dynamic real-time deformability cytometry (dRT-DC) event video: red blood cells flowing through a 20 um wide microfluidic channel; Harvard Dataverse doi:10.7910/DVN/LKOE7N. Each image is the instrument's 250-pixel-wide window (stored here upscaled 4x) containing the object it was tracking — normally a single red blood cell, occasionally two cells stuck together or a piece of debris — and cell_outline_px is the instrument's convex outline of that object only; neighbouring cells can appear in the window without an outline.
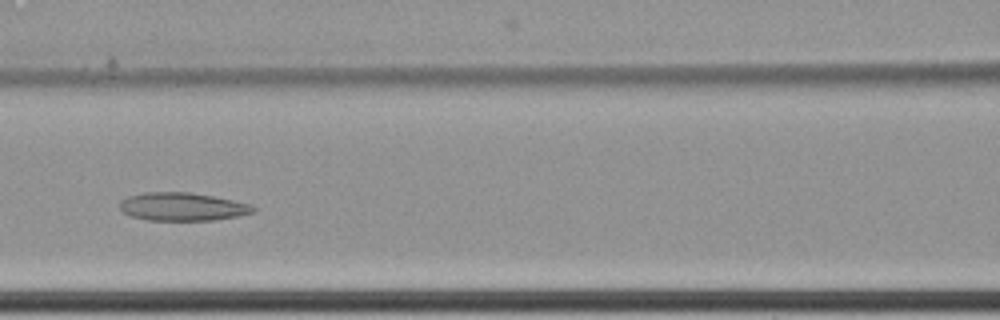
{"species": "common noctule bat (a hibernating species)", "species_latin": "Nyctalus noctula", "temperature_condition": "cold", "stored_images_in_passage": 11, "camera_frame_rate_fps": 3000, "um_per_image_px": 0.085, "animal": {"sex": "female", "body_mass_g": 22.7, "forearm_length_mm": 54.2}, "frame": {"image": 1, "passage_image": 7, "time_ms": 2.0, "image_size_px": [1000, 320], "cell_outline_px": [[256, 212], [240, 216], [212, 220], [148, 220], [128, 216], [120, 208], [120, 204], [128, 196], [144, 192], [192, 192], [232, 200], [248, 204], [256, 208]], "centroid_in_image_um": [15.51, 17.57], "position_along_channel_um": 151.1, "area_um2": 21.85}}
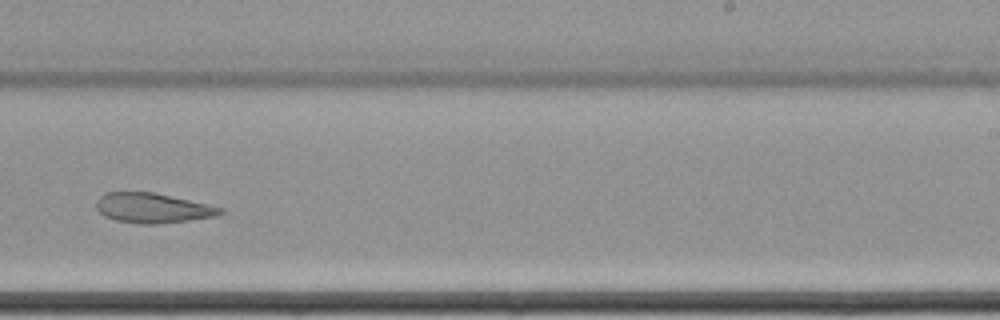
{"frame": {"image": 2, "passage_image": 10, "time_ms": 3.0, "image_size_px": [1000, 320], "cell_outline_px": [[224, 212], [216, 216], [188, 220], [156, 224], [140, 224], [116, 220], [104, 216], [96, 208], [96, 200], [104, 192], [152, 192], [224, 208]], "centroid_in_image_um": [12.94, 17.68], "position_along_channel_um": 276.1, "area_um2": 21.39}}
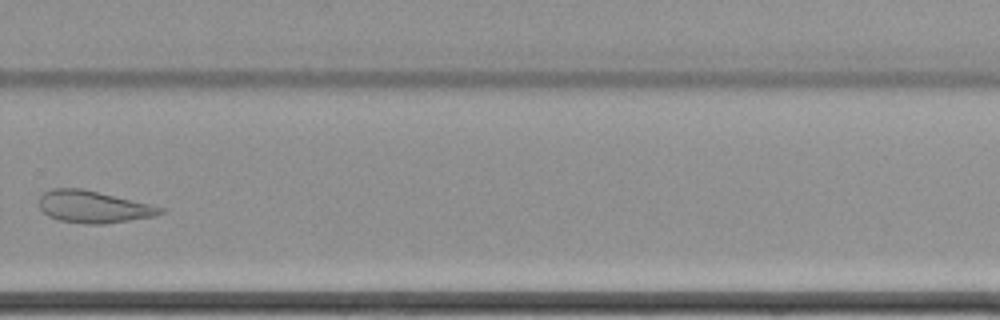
{"frame": {"image": 3, "passage_image": 11, "time_ms": 3.333, "image_size_px": [1000, 320], "cell_outline_px": [[164, 212], [156, 216], [100, 224], [88, 224], [60, 220], [48, 216], [40, 208], [40, 196], [44, 192], [52, 188], [80, 188], [148, 204], [164, 208]], "centroid_in_image_um": [7.9, 17.58], "position_along_channel_um": 321.9, "area_um2": 22.14}}